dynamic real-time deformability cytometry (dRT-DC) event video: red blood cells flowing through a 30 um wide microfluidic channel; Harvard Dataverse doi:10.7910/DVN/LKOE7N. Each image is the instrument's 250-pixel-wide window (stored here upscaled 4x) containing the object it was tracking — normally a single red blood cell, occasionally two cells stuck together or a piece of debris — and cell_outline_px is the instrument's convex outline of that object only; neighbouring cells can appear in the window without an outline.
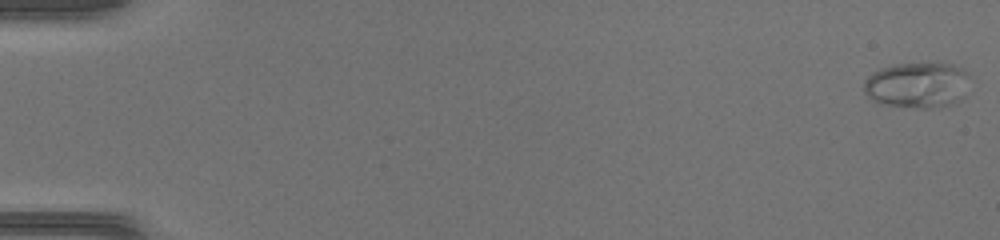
{"species": "common noctule bat (a hibernating species)", "species_latin": "Nyctalus noctula", "temperature_condition": "warm", "stored_images_in_passage": 39, "camera_frame_rate_fps": 3000, "um_per_image_px": 0.085, "animal": {"sex": "female", "body_mass_g": 17.0, "forearm_length_mm": 48.0}, "frame": {"image": 1, "passage_image": 1, "time_ms": 0.0, "image_size_px": [1000, 240], "cell_outline_px": [[968, 96], [956, 104], [928, 108], [920, 108], [884, 104], [872, 100], [864, 92], [864, 80], [872, 72], [880, 68], [892, 64], [952, 64], [964, 68], [968, 72]], "centroid_in_image_um": [78.03, 7.24], "position_along_channel_um": 7.0, "area_um2": 28.67}}
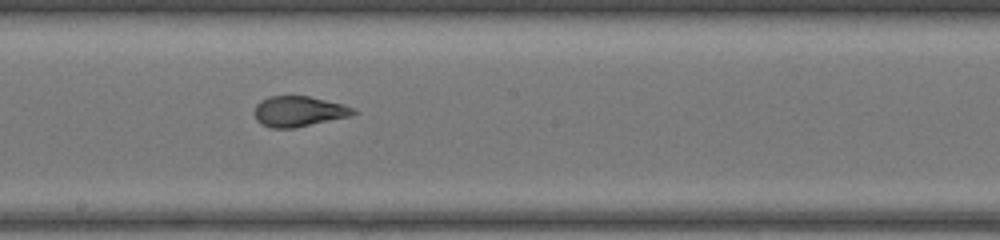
{"frame": {"image": 2, "passage_image": 27, "time_ms": 8.667, "image_size_px": [1000, 240], "cell_outline_px": [[356, 112], [348, 116], [296, 128], [272, 128], [260, 124], [256, 120], [252, 112], [256, 104], [260, 100], [268, 96], [308, 96], [340, 104], [352, 108]], "centroid_in_image_um": [25.27, 9.47], "position_along_channel_um": 222.9, "area_um2": 17.46}}
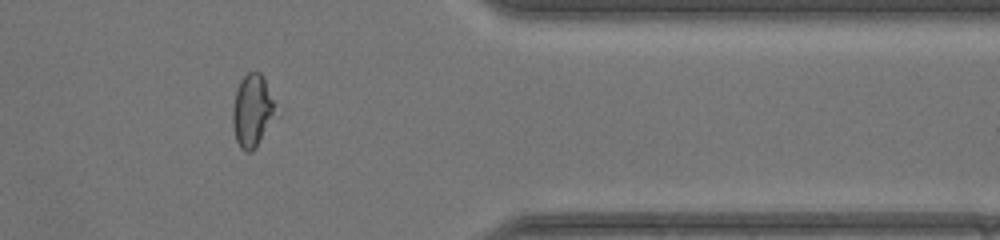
{"frame": {"image": 3, "passage_image": 39, "time_ms": 12.667, "image_size_px": [1000, 240], "cell_outline_px": [[272, 116], [256, 148], [252, 152], [244, 152], [240, 148], [236, 140], [232, 124], [232, 112], [236, 88], [240, 80], [248, 72], [260, 72], [264, 80], [272, 100]], "centroid_in_image_um": [21.35, 9.43], "position_along_channel_um": 390.1, "area_um2": 17.34}}